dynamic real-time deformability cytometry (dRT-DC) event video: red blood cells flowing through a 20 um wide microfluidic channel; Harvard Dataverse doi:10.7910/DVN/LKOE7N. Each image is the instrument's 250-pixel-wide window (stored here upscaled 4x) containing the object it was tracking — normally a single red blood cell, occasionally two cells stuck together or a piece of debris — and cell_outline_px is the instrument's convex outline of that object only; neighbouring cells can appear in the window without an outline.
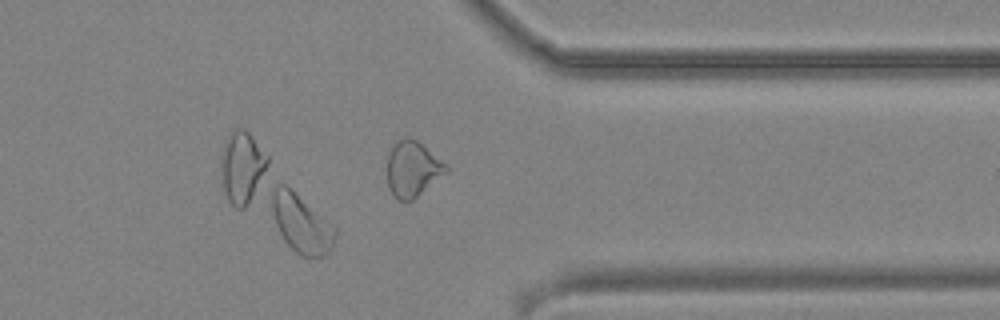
{"species": "common noctule bat (a hibernating species)", "species_latin": "Nyctalus noctula", "temperature_condition": "cold", "stored_images_in_passage": 38, "camera_frame_rate_fps": 3000, "um_per_image_px": 0.085, "animal": {"sex": "male", "body_mass_g": 19.2, "forearm_length_mm": 51.8}, "frame": {"image": 1, "passage_image": 38, "time_ms": 12.333, "image_size_px": [1000, 320], "cell_outline_px": [[448, 172], [412, 200], [396, 200], [388, 184], [388, 156], [392, 148], [400, 140], [408, 136], [416, 140], [448, 164]], "centroid_in_image_um": [35.11, 14.37], "position_along_channel_um": 376.3, "area_um2": 18.79}}